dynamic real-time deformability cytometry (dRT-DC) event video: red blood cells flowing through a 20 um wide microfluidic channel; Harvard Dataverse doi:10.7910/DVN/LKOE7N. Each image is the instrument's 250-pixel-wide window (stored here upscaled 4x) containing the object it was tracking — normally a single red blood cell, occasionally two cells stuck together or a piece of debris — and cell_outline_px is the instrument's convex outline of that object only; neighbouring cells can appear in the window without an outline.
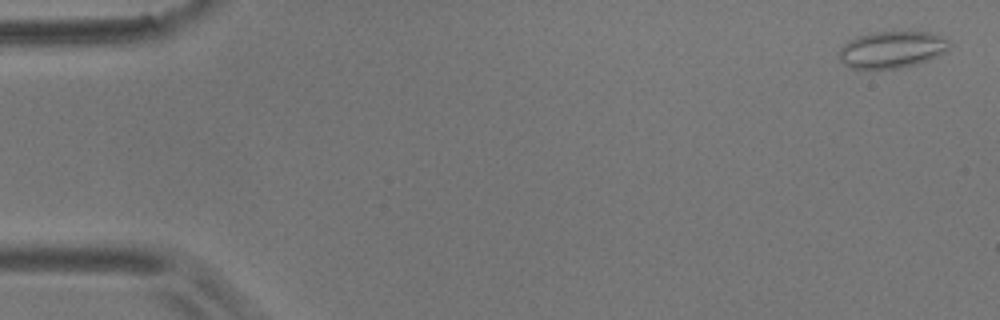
{"species": "common noctule bat (a hibernating species)", "species_latin": "Nyctalus noctula", "temperature_condition": "room temperature", "stored_images_in_passage": 4, "camera_frame_rate_fps": 3000, "um_per_image_px": 0.085, "animal": {"sex": "male", "body_mass_g": 17.9}, "frame": {"image": 1, "passage_image": 1, "time_ms": 0.0, "image_size_px": [1000, 320], "cell_outline_px": [[952, 44], [944, 52], [928, 60], [916, 64], [900, 68], [852, 68], [844, 64], [840, 60], [836, 52], [848, 40], [856, 36], [872, 32], [928, 32], [944, 36], [952, 40]], "centroid_in_image_um": [75.81, 4.2], "position_along_channel_um": 9.2, "area_um2": 23.87}}